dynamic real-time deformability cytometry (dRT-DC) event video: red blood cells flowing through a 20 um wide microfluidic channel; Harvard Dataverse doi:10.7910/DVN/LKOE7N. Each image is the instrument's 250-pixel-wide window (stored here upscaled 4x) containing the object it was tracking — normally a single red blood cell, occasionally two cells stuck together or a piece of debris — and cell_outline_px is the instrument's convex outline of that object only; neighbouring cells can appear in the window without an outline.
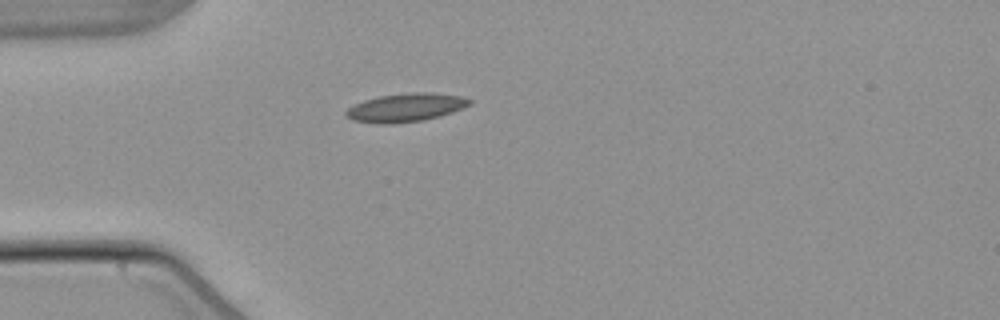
{"species": "common noctule bat (a hibernating species)", "species_latin": "Nyctalus noctula", "temperature_condition": "warm", "stored_images_in_passage": 1, "camera_frame_rate_fps": 3000, "um_per_image_px": 0.085, "animal": {"sex": "male", "body_mass_g": 21.5, "forearm_length_mm": 52.0}, "frame": {"image": 1, "passage_image": 1, "time_ms": 0.0, "image_size_px": [1000, 320], "cell_outline_px": [[472, 104], [464, 108], [440, 116], [424, 120], [392, 124], [380, 124], [352, 120], [344, 116], [344, 112], [348, 108], [364, 100], [380, 96], [412, 92], [432, 92], [460, 96], [472, 100]], "centroid_in_image_um": [34.49, 9.15], "position_along_channel_um": 50.5, "area_um2": 20.58}}